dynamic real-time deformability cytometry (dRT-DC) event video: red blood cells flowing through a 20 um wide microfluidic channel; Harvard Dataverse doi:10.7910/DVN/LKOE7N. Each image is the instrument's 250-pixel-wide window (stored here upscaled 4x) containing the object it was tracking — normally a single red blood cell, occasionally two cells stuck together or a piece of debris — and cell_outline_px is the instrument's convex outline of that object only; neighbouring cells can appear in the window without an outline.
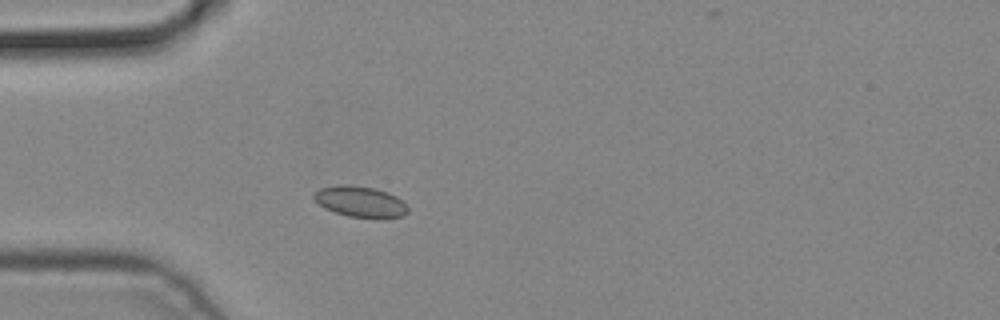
{"species": "common noctule bat (a hibernating species)", "species_latin": "Nyctalus noctula", "temperature_condition": "cold", "stored_images_in_passage": 4, "camera_frame_rate_fps": 3000, "um_per_image_px": 0.085, "animal": {"sex": "male", "body_mass_g": 19.2, "forearm_length_mm": 51.8}, "frame": {"image": 1, "passage_image": 4, "time_ms": 1.0, "image_size_px": [1000, 320], "cell_outline_px": [[408, 212], [404, 216], [380, 220], [376, 220], [348, 216], [324, 208], [312, 196], [320, 188], [336, 184], [348, 184], [372, 188], [388, 192], [396, 196], [408, 208]], "centroid_in_image_um": [30.65, 17.17], "position_along_channel_um": 54.3, "area_um2": 17.22}}